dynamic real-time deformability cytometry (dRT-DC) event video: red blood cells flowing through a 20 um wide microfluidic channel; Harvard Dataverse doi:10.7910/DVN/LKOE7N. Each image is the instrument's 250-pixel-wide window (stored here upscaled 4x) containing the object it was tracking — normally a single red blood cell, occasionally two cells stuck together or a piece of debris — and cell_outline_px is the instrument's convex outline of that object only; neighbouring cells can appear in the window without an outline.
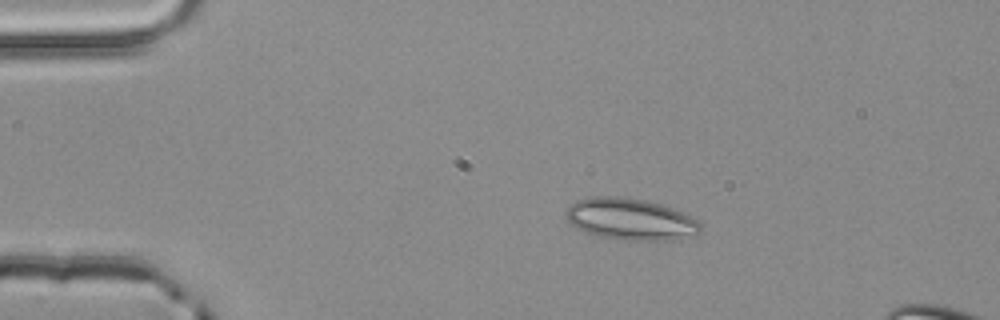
{"species": "common noctule bat (a hibernating species)", "species_latin": "Nyctalus noctula", "temperature_condition": "room temperature", "stored_images_in_passage": 3, "camera_frame_rate_fps": 3000, "um_per_image_px": 0.085, "animal": {"sex": "male", "body_mass_g": 20.4}, "frame": {"image": 1, "passage_image": 2, "time_ms": 0.333, "image_size_px": [1000, 320], "cell_outline_px": [[700, 232], [676, 240], [616, 240], [584, 232], [572, 224], [568, 220], [564, 212], [576, 200], [588, 196], [616, 196], [644, 200], [660, 204], [684, 212], [696, 220], [700, 224]], "centroid_in_image_um": [53.56, 18.63], "position_along_channel_um": 31.4, "area_um2": 32.66}}